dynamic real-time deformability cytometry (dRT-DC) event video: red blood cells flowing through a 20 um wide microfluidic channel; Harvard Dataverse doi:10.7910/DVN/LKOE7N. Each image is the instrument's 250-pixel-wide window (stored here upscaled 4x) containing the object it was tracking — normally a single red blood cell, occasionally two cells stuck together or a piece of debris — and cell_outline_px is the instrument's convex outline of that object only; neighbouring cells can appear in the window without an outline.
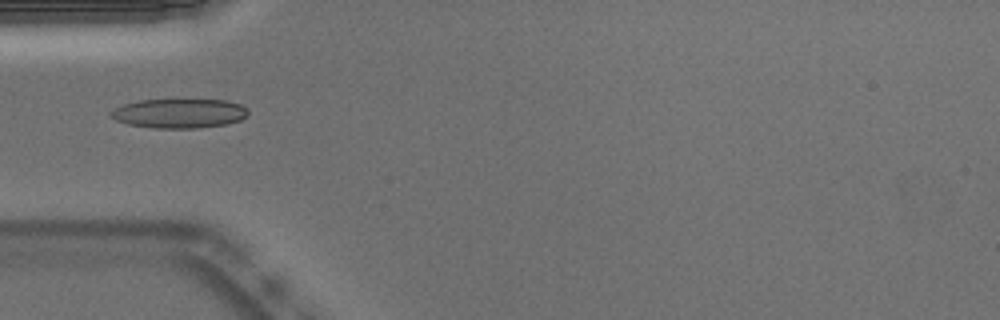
{"species": "Egyptian fruit bat (a non-hibernating species)", "species_latin": "Rousettus aegyptiacus", "temperature_condition": "warm", "stored_images_in_passage": 37, "camera_frame_rate_fps": 3000, "um_per_image_px": 0.085, "animal": {"sex": "male"}, "frame": {"image": 1, "passage_image": 1, "time_ms": 0.0, "image_size_px": [1000, 320], "cell_outline_px": [[248, 112], [240, 120], [228, 124], [196, 128], [152, 128], [128, 124], [116, 120], [108, 116], [108, 112], [124, 104], [136, 100], [224, 100], [240, 104], [248, 108]], "centroid_in_image_um": [15.2, 9.64], "position_along_channel_um": 69.8, "area_um2": 23.52}}
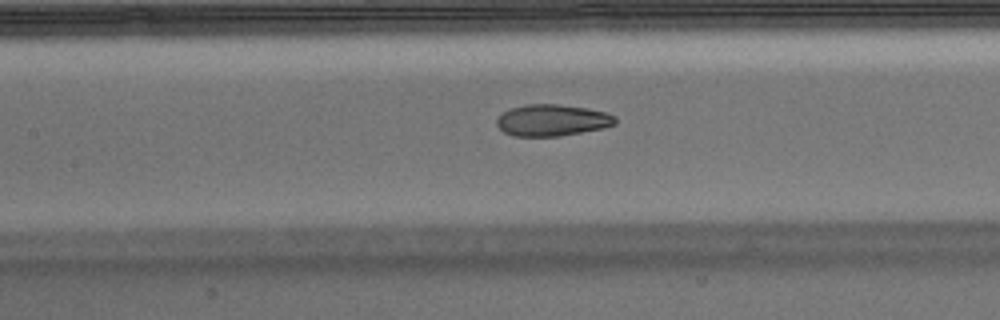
{"frame": {"image": 2, "passage_image": 8, "time_ms": 2.333, "image_size_px": [1000, 320], "cell_outline_px": [[616, 124], [604, 128], [560, 136], [512, 136], [504, 132], [496, 124], [496, 120], [504, 112], [512, 108], [524, 104], [556, 104], [588, 108], [604, 112], [616, 116]], "centroid_in_image_um": [46.95, 10.22], "position_along_channel_um": 160.5, "area_um2": 21.79}}
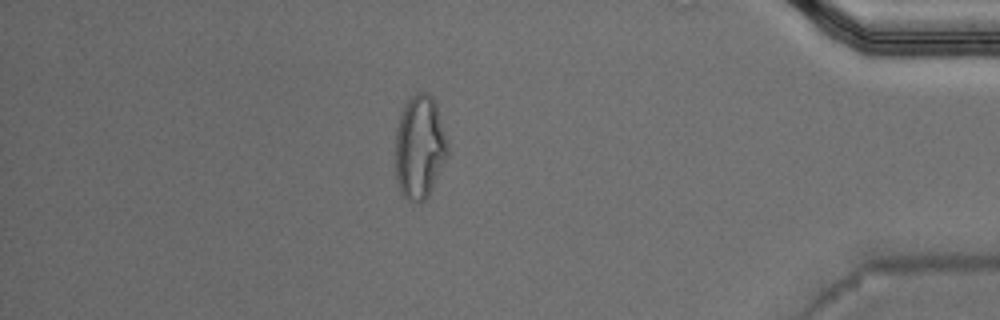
{"frame": {"image": 3, "passage_image": 30, "time_ms": 9.667, "image_size_px": [1000, 320], "cell_outline_px": [[448, 152], [432, 188], [428, 196], [420, 204], [416, 204], [408, 200], [400, 192], [396, 176], [396, 128], [400, 116], [408, 100], [416, 92], [428, 92], [432, 96], [436, 104], [448, 144]], "centroid_in_image_um": [35.66, 12.52], "position_along_channel_um": 399.5, "area_um2": 31.33}}